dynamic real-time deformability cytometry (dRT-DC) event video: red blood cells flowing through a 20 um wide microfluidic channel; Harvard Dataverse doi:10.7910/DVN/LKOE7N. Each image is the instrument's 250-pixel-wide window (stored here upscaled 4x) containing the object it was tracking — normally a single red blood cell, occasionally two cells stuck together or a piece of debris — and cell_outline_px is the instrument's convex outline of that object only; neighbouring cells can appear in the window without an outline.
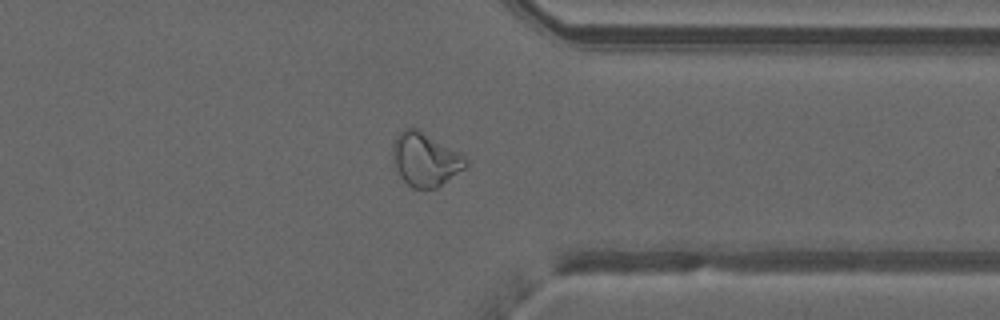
{"species": "common noctule bat (a hibernating species)", "species_latin": "Nyctalus noctula", "temperature_condition": "warm", "stored_images_in_passage": 50, "camera_frame_rate_fps": 3000, "um_per_image_px": 0.085, "animal": {"sex": "male", "forearm_length_mm": 52.5}, "frame": {"image": 1, "passage_image": 39, "time_ms": 12.667, "image_size_px": [1000, 320], "cell_outline_px": [[468, 164], [464, 168], [436, 188], [412, 188], [400, 176], [392, 164], [392, 144], [396, 136], [404, 128], [416, 128], [460, 152], [468, 160]], "centroid_in_image_um": [36.11, 13.54], "position_along_channel_um": 375.3, "area_um2": 22.72}}
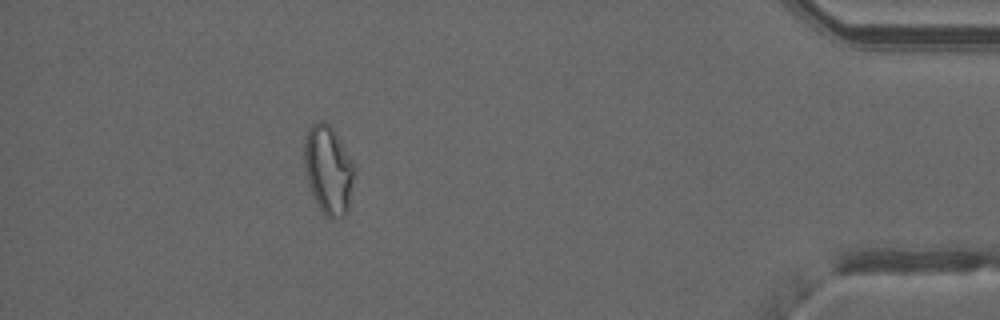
{"frame": {"image": 2, "passage_image": 45, "time_ms": 14.667, "image_size_px": [1000, 320], "cell_outline_px": [[356, 172], [348, 212], [344, 216], [324, 216], [316, 204], [308, 184], [304, 168], [304, 140], [308, 128], [312, 124], [320, 120], [324, 120], [332, 128], [356, 164]], "centroid_in_image_um": [27.93, 14.43], "position_along_channel_um": 407.3, "area_um2": 26.41}, "authors_computed_cell_mechanics": {"area_um2": 25.7788, "velocity_mm_per_s": 4.0433, "shape_relaxation_time_tau1_ms": null, "shape_relaxation_time_tau2_ms": 1.5743, "deformation_change_tau1": null, "deformation_change_tau2": 0.087}}